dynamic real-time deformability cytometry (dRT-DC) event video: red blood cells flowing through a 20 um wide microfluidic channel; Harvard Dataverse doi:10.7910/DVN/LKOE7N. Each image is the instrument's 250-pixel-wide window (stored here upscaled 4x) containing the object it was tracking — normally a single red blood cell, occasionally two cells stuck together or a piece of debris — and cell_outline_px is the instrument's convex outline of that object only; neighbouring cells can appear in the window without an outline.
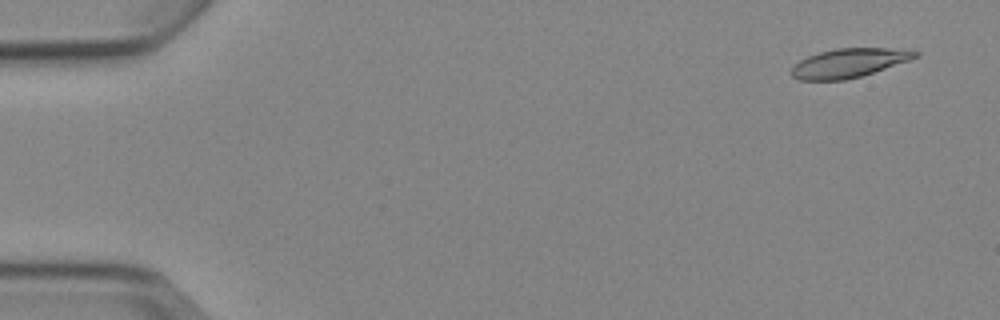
{"species": "Egyptian fruit bat (a non-hibernating species)", "species_latin": "Rousettus aegyptiacus", "temperature_condition": "cold", "stored_images_in_passage": 4, "camera_frame_rate_fps": 3000, "um_per_image_px": 0.085, "animal": {"sex": "female"}, "frame": {"image": 1, "passage_image": 1, "time_ms": 0.0, "image_size_px": [1000, 320], "cell_outline_px": [[920, 56], [860, 76], [844, 80], [800, 80], [792, 76], [792, 68], [800, 60], [808, 56], [820, 52], [836, 48], [884, 48], [920, 52]], "centroid_in_image_um": [72.12, 5.35], "position_along_channel_um": 12.9, "area_um2": 20.4}}
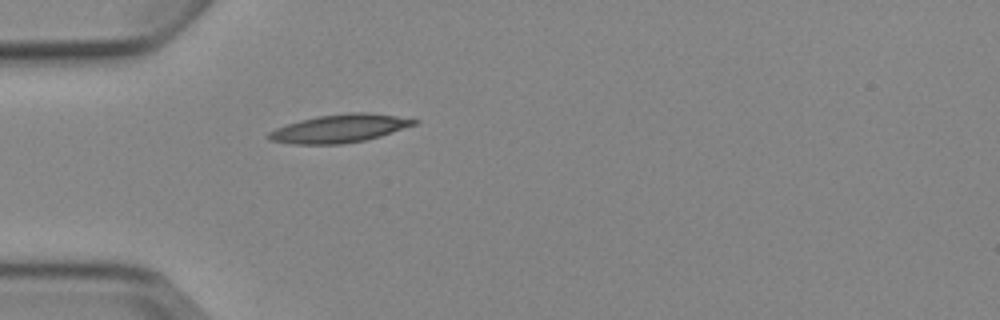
{"frame": {"image": 2, "passage_image": 4, "time_ms": 4.333, "image_size_px": [1000, 320], "cell_outline_px": [[420, 120], [416, 124], [380, 136], [364, 140], [340, 144], [292, 144], [268, 140], [264, 136], [268, 132], [276, 128], [300, 120], [316, 116], [348, 112], [368, 112], [396, 116]], "centroid_in_image_um": [28.81, 10.92], "position_along_channel_um": 56.2, "area_um2": 23.87}}